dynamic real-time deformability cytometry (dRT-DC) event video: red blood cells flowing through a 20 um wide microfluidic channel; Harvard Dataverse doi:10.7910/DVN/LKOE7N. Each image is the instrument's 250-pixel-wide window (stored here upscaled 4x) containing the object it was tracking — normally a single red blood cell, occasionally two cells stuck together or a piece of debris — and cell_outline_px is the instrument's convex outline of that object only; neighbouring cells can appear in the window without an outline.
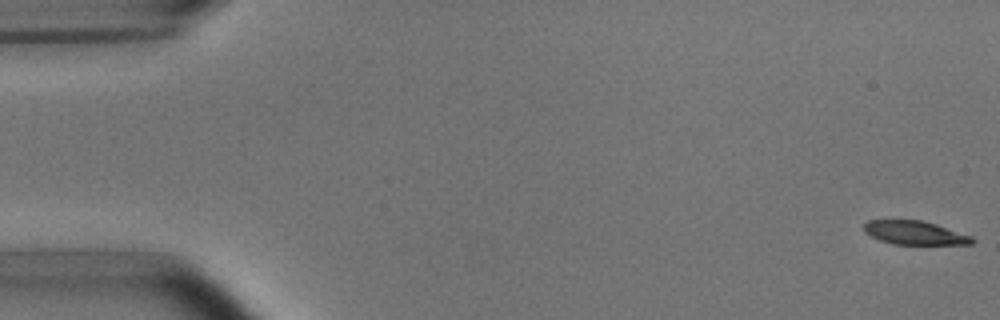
{"species": "common noctule bat (a hibernating species)", "species_latin": "Nyctalus noctula", "temperature_condition": "room temperature", "stored_images_in_passage": 53, "camera_frame_rate_fps": 3000, "um_per_image_px": 0.085, "animal": {"sex": "male", "body_mass_g": 15.6}, "frame": {"image": 1, "passage_image": 1, "time_ms": 0.0, "image_size_px": [1000, 320], "cell_outline_px": [[976, 240], [972, 244], [892, 244], [880, 240], [864, 232], [864, 224], [868, 220], [920, 220], [936, 224], [972, 236]], "centroid_in_image_um": [77.76, 19.79], "position_along_channel_um": 7.2, "area_um2": 14.85}}
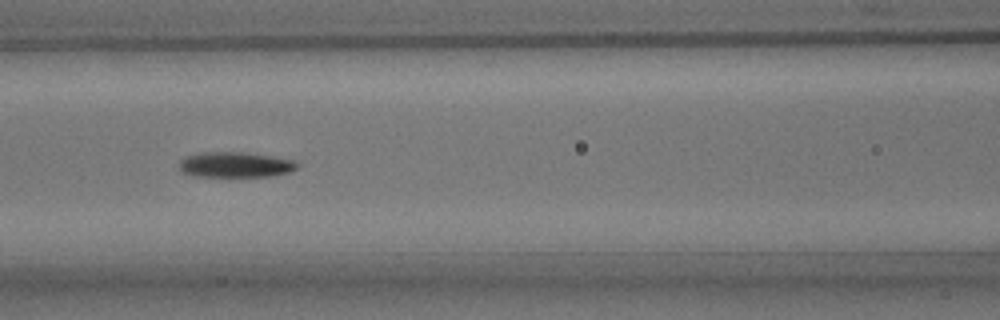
{"frame": {"image": 2, "passage_image": 23, "time_ms": 7.333, "image_size_px": [1000, 320], "cell_outline_px": [[300, 164], [296, 168], [288, 172], [272, 176], [192, 176], [180, 172], [180, 160], [184, 156], [200, 152], [240, 152], [268, 156], [292, 160]], "centroid_in_image_um": [19.93, 14.0], "position_along_channel_um": 146.7, "area_um2": 17.34}}
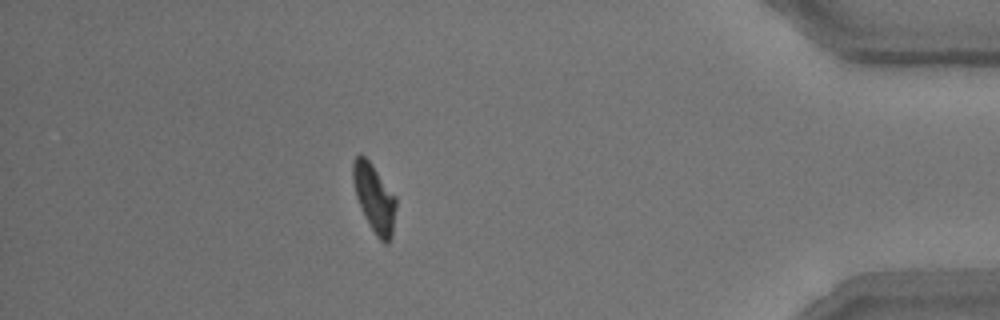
{"frame": {"image": 3, "passage_image": 47, "time_ms": 15.333, "image_size_px": [1000, 320], "cell_outline_px": [[396, 208], [392, 232], [388, 244], [384, 244], [376, 236], [364, 216], [360, 208], [356, 196], [352, 180], [352, 164], [356, 156], [364, 156], [372, 164], [396, 196]], "centroid_in_image_um": [31.81, 16.85], "position_along_channel_um": 403.4, "area_um2": 17.05}, "authors_computed_cell_mechanics": {"area_um2": 16.8776, "velocity_mm_per_s": 3.7792, "shape_relaxation_time_tau1_ms": 2.7992, "shape_relaxation_time_tau2_ms": 3.6534, "deformation_change_tau1": 0.1569, "deformation_change_tau2": 0.0841}}